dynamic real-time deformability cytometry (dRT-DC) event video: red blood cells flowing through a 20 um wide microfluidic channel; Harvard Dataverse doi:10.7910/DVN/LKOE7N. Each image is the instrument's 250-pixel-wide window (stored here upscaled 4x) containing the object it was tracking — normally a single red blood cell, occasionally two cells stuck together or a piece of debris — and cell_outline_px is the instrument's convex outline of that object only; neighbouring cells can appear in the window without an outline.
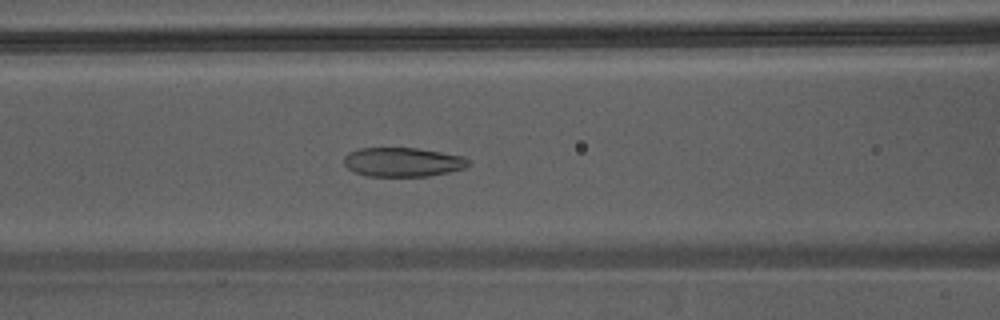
{"species": "Egyptian fruit bat (a non-hibernating species)", "species_latin": "Rousettus aegyptiacus", "temperature_condition": "warm", "stored_images_in_passage": 47, "camera_frame_rate_fps": 3000, "um_per_image_px": 0.085, "animal": {"sex": "male"}, "frame": {"image": 1, "passage_image": 21, "time_ms": 6.667, "image_size_px": [1000, 320], "cell_outline_px": [[468, 164], [464, 168], [448, 172], [428, 176], [368, 176], [352, 172], [344, 164], [344, 156], [348, 152], [360, 148], [416, 148], [464, 156], [468, 160]], "centroid_in_image_um": [34.19, 13.77], "position_along_channel_um": 132.4, "area_um2": 21.1}}
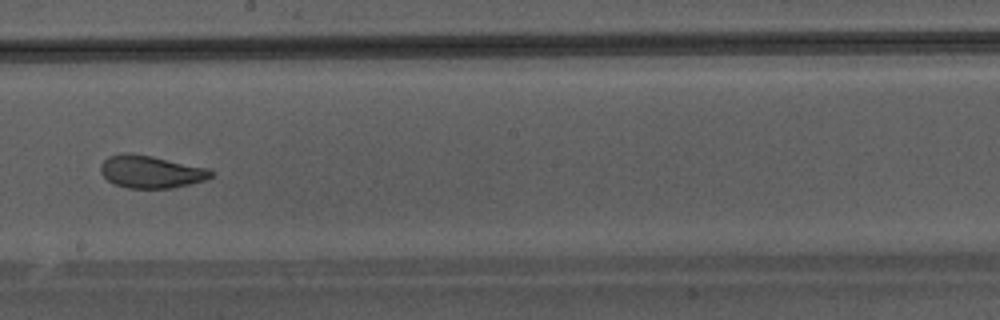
{"frame": {"image": 2, "passage_image": 28, "time_ms": 9.0, "image_size_px": [1000, 320], "cell_outline_px": [[212, 176], [204, 180], [172, 188], [128, 188], [116, 184], [108, 180], [100, 172], [100, 164], [108, 156], [152, 156], [208, 168], [212, 172]], "centroid_in_image_um": [12.85, 14.63], "position_along_channel_um": 235.4, "area_um2": 20.11}}
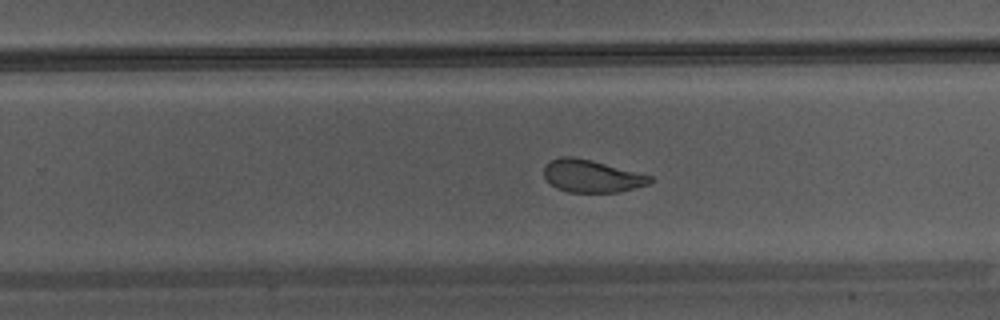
{"frame": {"image": 3, "passage_image": 31, "time_ms": 10.0, "image_size_px": [1000, 320], "cell_outline_px": [[652, 180], [648, 184], [620, 192], [568, 192], [556, 188], [544, 176], [544, 168], [552, 160], [560, 156], [572, 156], [592, 160], [652, 176]], "centroid_in_image_um": [50.29, 14.97], "position_along_channel_um": 279.5, "area_um2": 19.88}}